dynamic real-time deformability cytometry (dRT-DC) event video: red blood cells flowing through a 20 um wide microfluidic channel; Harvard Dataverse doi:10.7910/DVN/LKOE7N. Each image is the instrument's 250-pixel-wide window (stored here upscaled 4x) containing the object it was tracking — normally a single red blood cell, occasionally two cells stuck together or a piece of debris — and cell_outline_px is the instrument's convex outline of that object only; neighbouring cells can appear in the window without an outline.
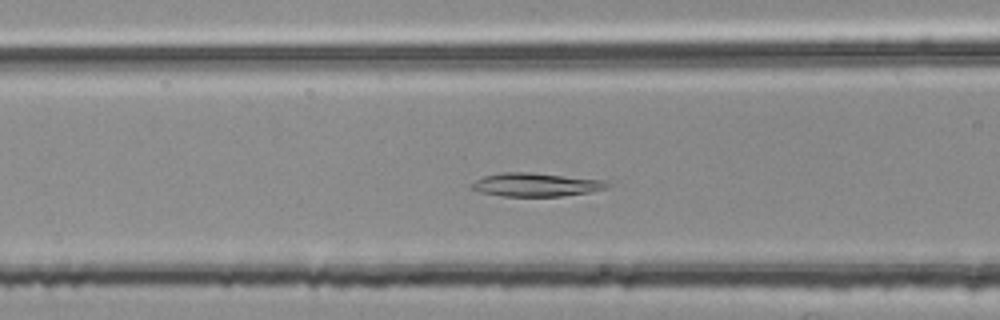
{"species": "common noctule bat (a hibernating species)", "species_latin": "Nyctalus noctula", "temperature_condition": "room temperature", "stored_images_in_passage": 50, "camera_frame_rate_fps": 3000, "um_per_image_px": 0.085, "animal": {"sex": "female", "body_mass_g": 25.1}, "frame": {"image": 1, "passage_image": 19, "time_ms": 6.0, "image_size_px": [1000, 320], "cell_outline_px": [[612, 184], [604, 188], [588, 192], [560, 196], [504, 196], [480, 192], [468, 188], [476, 180], [484, 176], [500, 172], [532, 172], [604, 180]], "centroid_in_image_um": [45.51, 15.69], "position_along_channel_um": 121.1, "area_um2": 18.5}}
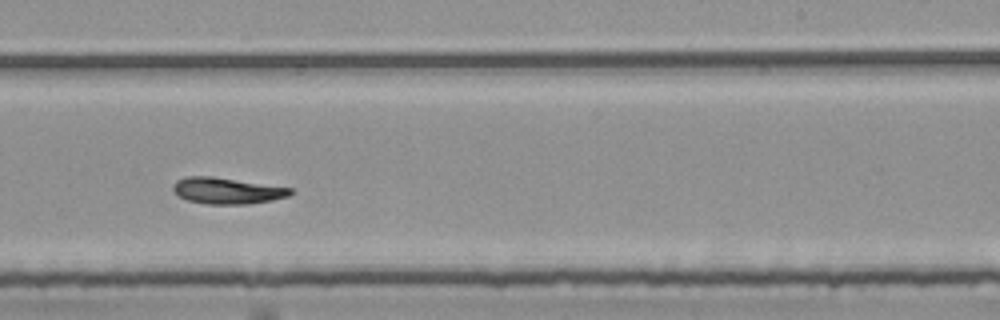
{"frame": {"image": 2, "passage_image": 31, "time_ms": 10.0, "image_size_px": [1000, 320], "cell_outline_px": [[296, 192], [288, 196], [272, 200], [248, 204], [208, 204], [188, 200], [180, 196], [172, 188], [172, 184], [176, 180], [188, 176], [208, 176], [292, 188]], "centroid_in_image_um": [19.31, 16.21], "position_along_channel_um": 269.7, "area_um2": 17.74}}
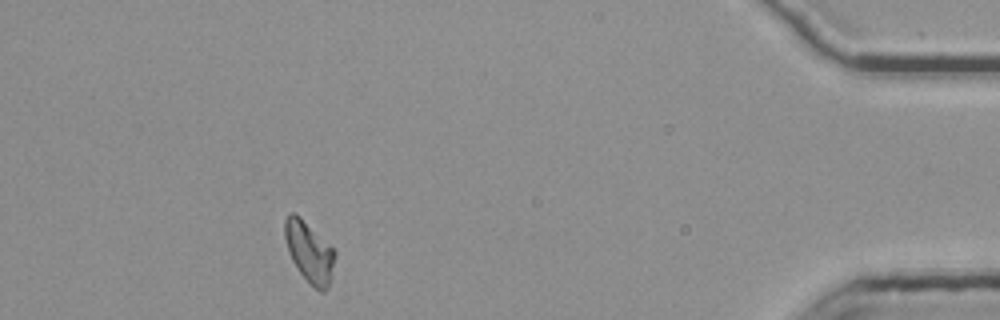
{"frame": {"image": 3, "passage_image": 47, "time_ms": 15.333, "image_size_px": [1000, 320], "cell_outline_px": [[336, 256], [332, 276], [328, 288], [324, 292], [320, 292], [300, 272], [292, 260], [284, 236], [284, 220], [288, 212], [292, 212], [300, 216], [336, 252]], "centroid_in_image_um": [26.29, 21.4], "position_along_channel_um": 408.9, "area_um2": 17.51}}